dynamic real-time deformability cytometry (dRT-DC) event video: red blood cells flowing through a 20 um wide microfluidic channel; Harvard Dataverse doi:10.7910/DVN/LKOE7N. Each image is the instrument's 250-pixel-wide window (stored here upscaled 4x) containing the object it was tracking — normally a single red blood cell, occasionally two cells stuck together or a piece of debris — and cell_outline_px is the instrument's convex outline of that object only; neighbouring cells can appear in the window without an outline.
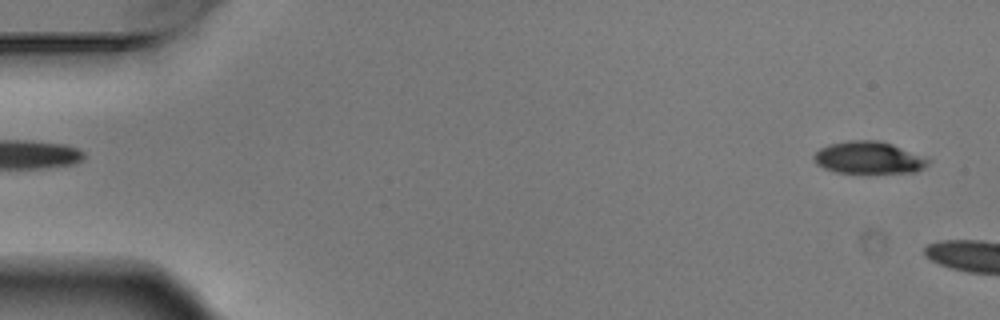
{"species": "Egyptian fruit bat (a non-hibernating species)", "species_latin": "Rousettus aegyptiacus", "temperature_condition": "warm", "stored_images_in_passage": 6, "segment_of_instrument_passage": [2, 2], "camera_frame_rate_fps": 3000, "um_per_image_px": 0.085, "animal": {"sex": "male"}, "frame": {"image": 1, "passage_image": 6, "time_ms": 1.667, "image_size_px": [1000, 320], "cell_outline_px": [[932, 160], [924, 168], [916, 172], [836, 172], [824, 168], [816, 164], [812, 156], [820, 148], [828, 144], [848, 140], [880, 140], [892, 144]], "centroid_in_image_um": [73.82, 13.39], "position_along_channel_um": 11.2, "area_um2": 21.33}}